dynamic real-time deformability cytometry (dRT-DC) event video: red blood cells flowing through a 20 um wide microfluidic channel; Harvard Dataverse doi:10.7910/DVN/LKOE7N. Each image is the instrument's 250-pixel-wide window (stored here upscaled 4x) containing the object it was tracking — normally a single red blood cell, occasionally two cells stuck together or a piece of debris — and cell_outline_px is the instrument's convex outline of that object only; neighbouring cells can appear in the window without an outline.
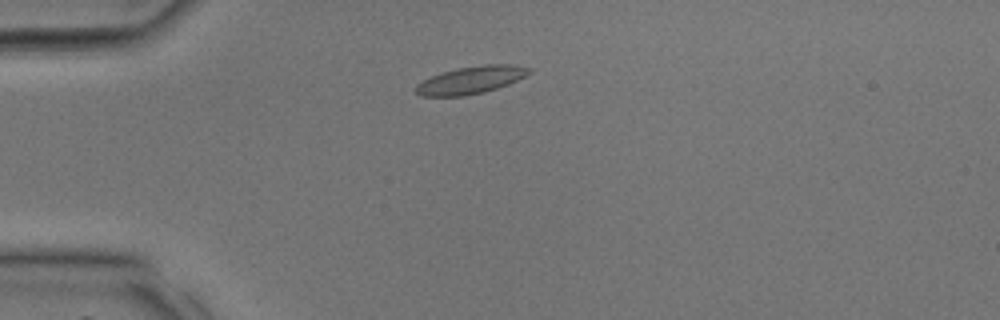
{"species": "common noctule bat (a hibernating species)", "species_latin": "Nyctalus noctula", "temperature_condition": "room temperature", "stored_images_in_passage": 32, "camera_frame_rate_fps": 3000, "um_per_image_px": 0.085, "animal": {"sex": "male", "body_mass_g": 17.9, "forearm_length_mm": 54.2}, "frame": {"image": 1, "passage_image": 5, "time_ms": 1.333, "image_size_px": [1000, 320], "cell_outline_px": [[532, 72], [508, 84], [484, 92], [464, 96], [420, 96], [416, 92], [416, 84], [432, 76], [444, 72], [460, 68], [484, 64], [512, 64], [532, 68]], "centroid_in_image_um": [40.05, 6.8], "position_along_channel_um": 44.9, "area_um2": 17.92}}
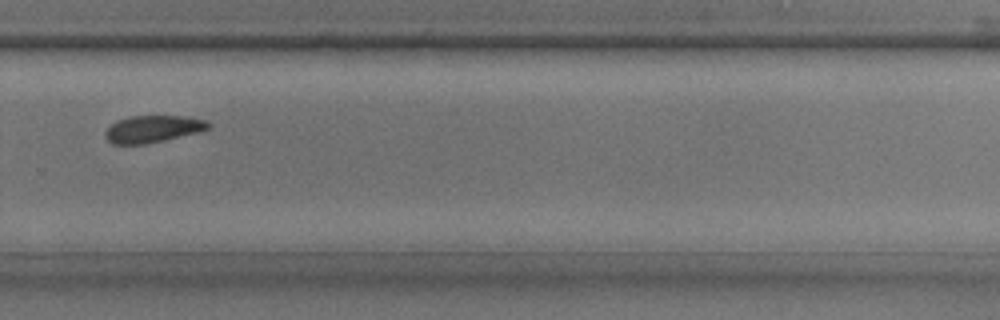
{"frame": {"image": 2, "passage_image": 21, "time_ms": 6.667, "image_size_px": [1000, 320], "cell_outline_px": [[212, 124], [208, 128], [196, 132], [144, 144], [112, 144], [104, 136], [104, 132], [116, 120], [132, 116], [184, 116], [208, 120]], "centroid_in_image_um": [12.96, 10.95], "position_along_channel_um": 316.8, "area_um2": 16.01}}
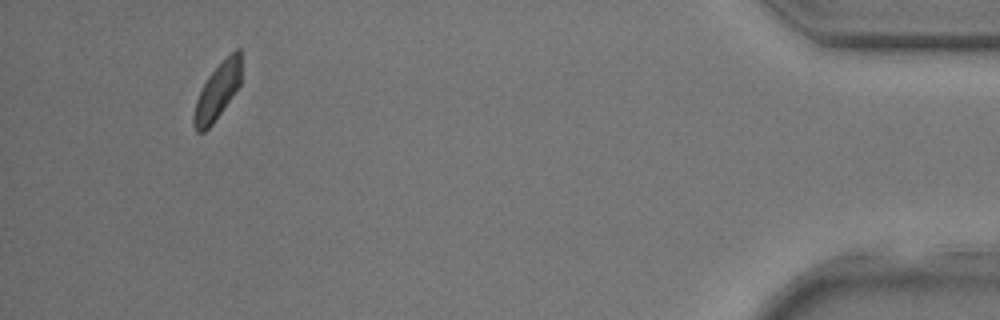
{"frame": {"image": 3, "passage_image": 30, "time_ms": 9.667, "image_size_px": [1000, 320], "cell_outline_px": [[240, 84], [212, 124], [204, 132], [196, 132], [192, 124], [192, 120], [196, 100], [208, 76], [236, 48], [240, 48]], "centroid_in_image_um": [18.45, 7.8], "position_along_channel_um": 416.8, "area_um2": 15.03}}